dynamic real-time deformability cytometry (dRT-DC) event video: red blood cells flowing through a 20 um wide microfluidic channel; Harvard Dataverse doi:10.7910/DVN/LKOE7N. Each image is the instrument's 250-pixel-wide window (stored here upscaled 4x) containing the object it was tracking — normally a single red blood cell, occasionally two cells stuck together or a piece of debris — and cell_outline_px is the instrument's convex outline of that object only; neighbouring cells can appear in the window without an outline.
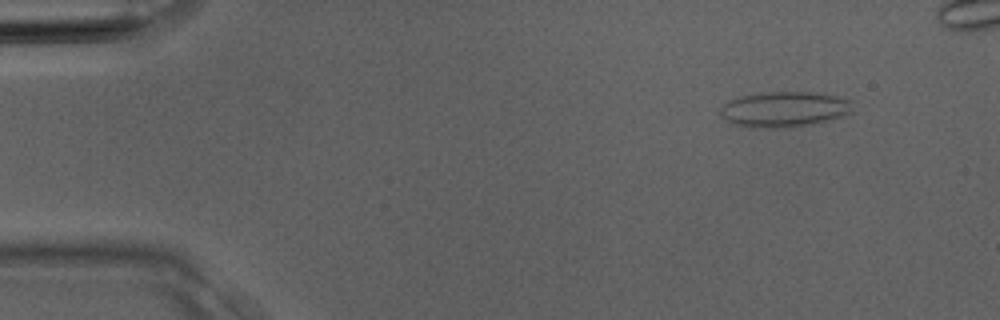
{"species": "Egyptian fruit bat (a non-hibernating species)", "species_latin": "Rousettus aegyptiacus", "temperature_condition": "room temperature", "stored_images_in_passage": 4, "camera_frame_rate_fps": 3000, "um_per_image_px": 0.085, "animal": {"sex": "male"}, "frame": {"image": 1, "passage_image": 1, "time_ms": 0.0, "image_size_px": [1000, 320], "cell_outline_px": [[852, 112], [844, 116], [812, 124], [784, 128], [752, 128], [732, 124], [720, 116], [720, 108], [728, 100], [740, 96], [768, 92], [812, 92], [836, 96], [852, 100]], "centroid_in_image_um": [66.65, 9.3], "position_along_channel_um": 18.4, "area_um2": 27.63}}